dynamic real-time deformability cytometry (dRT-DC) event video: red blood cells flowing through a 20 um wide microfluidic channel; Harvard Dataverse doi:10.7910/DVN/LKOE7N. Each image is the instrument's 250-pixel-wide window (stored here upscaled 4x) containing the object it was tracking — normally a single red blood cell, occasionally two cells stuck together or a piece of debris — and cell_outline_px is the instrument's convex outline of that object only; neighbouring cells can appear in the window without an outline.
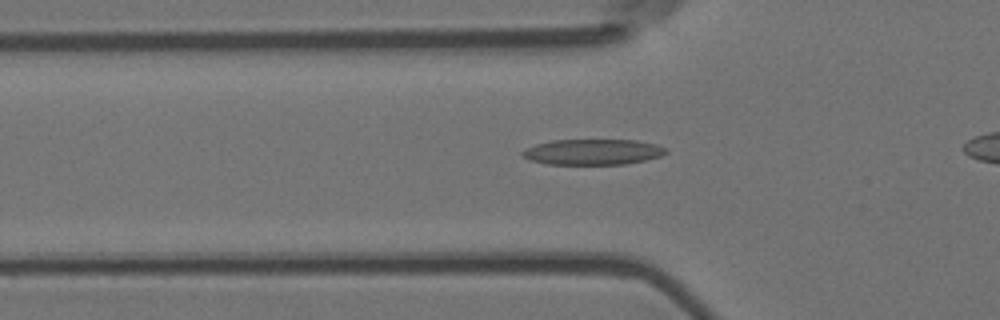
{"species": "Egyptian fruit bat (a non-hibernating species)", "species_latin": "Rousettus aegyptiacus", "temperature_condition": "room temperature", "stored_images_in_passage": 33, "camera_frame_rate_fps": 3000, "um_per_image_px": 0.085, "animal": {"sex": "female"}, "frame": {"image": 1, "passage_image": 6, "time_ms": 1.667, "image_size_px": [1000, 320], "cell_outline_px": [[668, 152], [660, 156], [628, 164], [548, 164], [528, 160], [520, 156], [520, 152], [524, 148], [536, 144], [552, 140], [636, 140], [656, 144], [668, 148]], "centroid_in_image_um": [50.35, 12.91], "position_along_channel_um": 75.4, "area_um2": 21.68}}
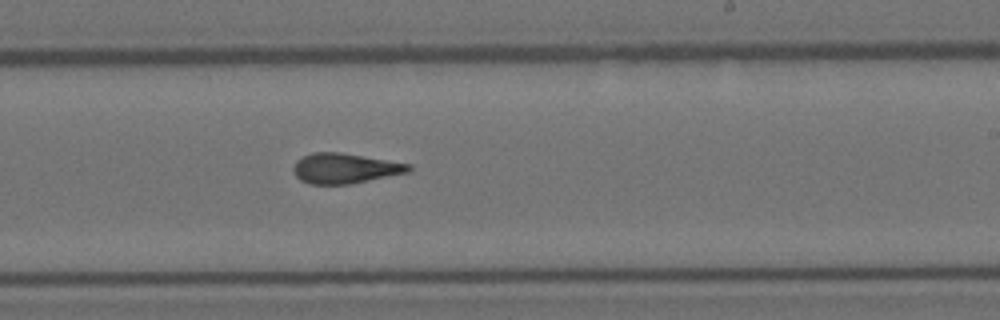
{"frame": {"image": 2, "passage_image": 21, "time_ms": 6.667, "image_size_px": [1000, 320], "cell_outline_px": [[412, 168], [408, 172], [352, 184], [308, 184], [300, 180], [296, 176], [292, 168], [296, 160], [312, 152], [340, 152], [412, 164]], "centroid_in_image_um": [29.3, 14.31], "position_along_channel_um": 259.7, "area_um2": 20.35}}
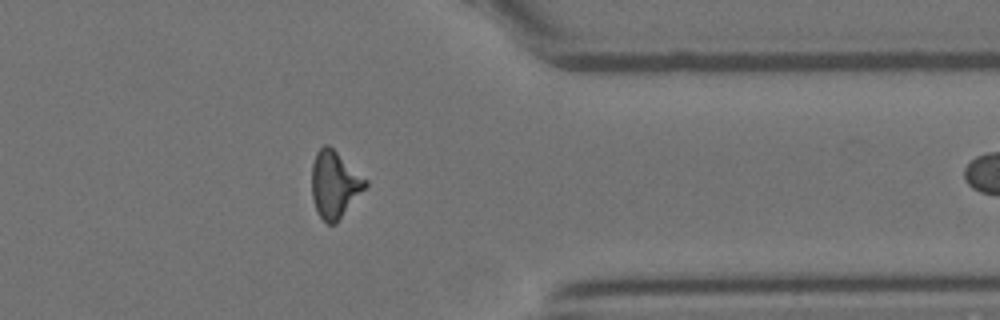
{"frame": {"image": 3, "passage_image": 32, "time_ms": 10.333, "image_size_px": [1000, 320], "cell_outline_px": [[368, 184], [336, 224], [328, 224], [316, 212], [312, 196], [312, 164], [316, 152], [324, 144], [328, 144], [368, 180]], "centroid_in_image_um": [28.43, 15.67], "position_along_channel_um": 383.0, "area_um2": 20.81}}